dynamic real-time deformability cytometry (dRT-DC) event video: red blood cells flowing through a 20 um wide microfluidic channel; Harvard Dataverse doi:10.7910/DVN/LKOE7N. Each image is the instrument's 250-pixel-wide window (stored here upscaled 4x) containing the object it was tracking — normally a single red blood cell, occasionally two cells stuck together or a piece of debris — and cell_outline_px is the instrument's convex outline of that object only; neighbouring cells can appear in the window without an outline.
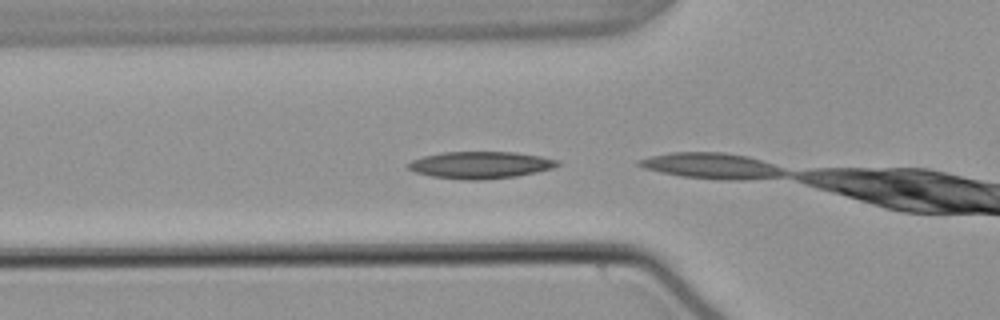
{"species": "common noctule bat (a hibernating species)", "species_latin": "Nyctalus noctula", "temperature_condition": "warm", "stored_images_in_passage": 6, "camera_frame_rate_fps": 3000, "um_per_image_px": 0.085, "animal": {"sex": "male", "body_mass_g": 21.5, "forearm_length_mm": 52.0}, "frame": {"image": 1, "passage_image": 2, "time_ms": 0.333, "image_size_px": [1000, 320], "cell_outline_px": [[560, 164], [552, 168], [536, 172], [516, 176], [484, 180], [464, 180], [432, 176], [416, 172], [408, 168], [408, 164], [412, 160], [424, 156], [444, 152], [516, 152], [540, 156], [560, 160]], "centroid_in_image_um": [40.86, 14.02], "position_along_channel_um": 84.9, "area_um2": 23.41}}